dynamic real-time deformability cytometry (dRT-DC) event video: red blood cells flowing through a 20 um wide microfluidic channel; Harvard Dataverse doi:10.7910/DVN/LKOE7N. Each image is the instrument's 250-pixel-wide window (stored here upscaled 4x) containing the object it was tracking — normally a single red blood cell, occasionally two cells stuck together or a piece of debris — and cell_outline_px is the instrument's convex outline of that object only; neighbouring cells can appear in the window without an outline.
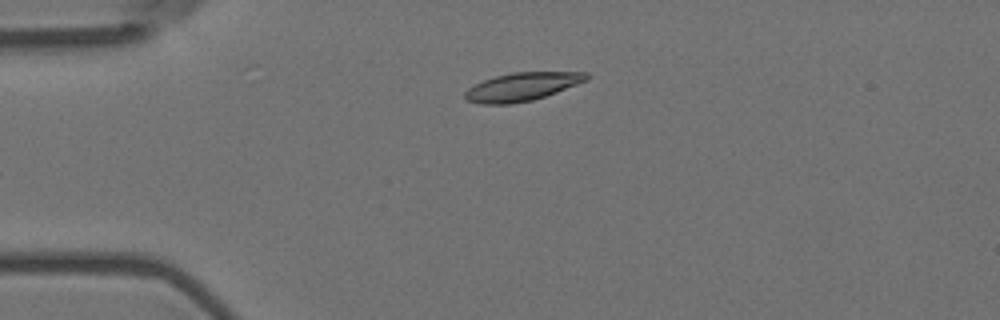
{"species": "Egyptian fruit bat (a non-hibernating species)", "species_latin": "Rousettus aegyptiacus", "temperature_condition": "room temperature", "stored_images_in_passage": 4, "camera_frame_rate_fps": 3000, "um_per_image_px": 0.085, "animal": {"sex": "female"}, "frame": {"image": 1, "passage_image": 3, "time_ms": 0.667, "image_size_px": [1000, 320], "cell_outline_px": [[588, 80], [556, 92], [532, 100], [512, 104], [480, 104], [464, 100], [464, 92], [468, 88], [484, 80], [496, 76], [512, 72], [588, 72]], "centroid_in_image_um": [44.34, 7.38], "position_along_channel_um": 40.7, "area_um2": 19.94}}